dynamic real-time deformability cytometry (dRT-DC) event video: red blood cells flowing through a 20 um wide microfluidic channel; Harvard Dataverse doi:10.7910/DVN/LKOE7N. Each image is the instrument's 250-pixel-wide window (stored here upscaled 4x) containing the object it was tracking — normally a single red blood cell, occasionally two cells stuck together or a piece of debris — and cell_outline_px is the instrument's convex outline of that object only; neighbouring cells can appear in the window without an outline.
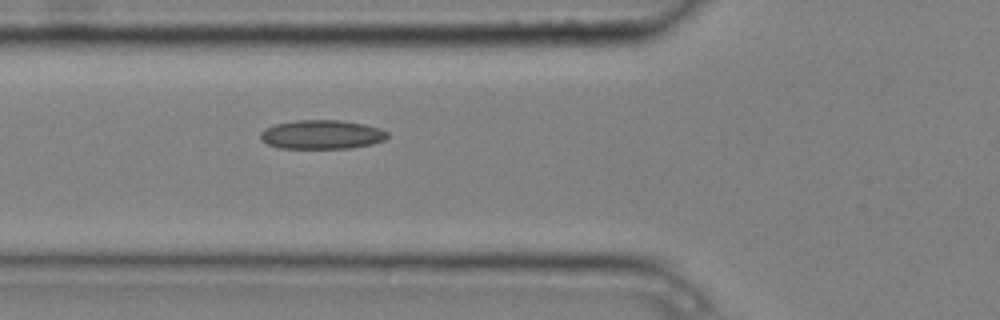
{"species": "common noctule bat (a hibernating species)", "species_latin": "Nyctalus noctula", "temperature_condition": "cold", "stored_images_in_passage": 7, "camera_frame_rate_fps": 3000, "um_per_image_px": 0.085, "animal": {"sex": "male", "body_mass_g": 20.4}, "frame": {"image": 1, "passage_image": 7, "time_ms": 2.0, "image_size_px": [1000, 320], "cell_outline_px": [[388, 136], [384, 140], [372, 144], [348, 148], [280, 148], [268, 144], [260, 140], [260, 132], [264, 128], [276, 124], [296, 120], [340, 120], [364, 124], [380, 128], [388, 132]], "centroid_in_image_um": [27.34, 11.43], "position_along_channel_um": 98.5, "area_um2": 21.5}}